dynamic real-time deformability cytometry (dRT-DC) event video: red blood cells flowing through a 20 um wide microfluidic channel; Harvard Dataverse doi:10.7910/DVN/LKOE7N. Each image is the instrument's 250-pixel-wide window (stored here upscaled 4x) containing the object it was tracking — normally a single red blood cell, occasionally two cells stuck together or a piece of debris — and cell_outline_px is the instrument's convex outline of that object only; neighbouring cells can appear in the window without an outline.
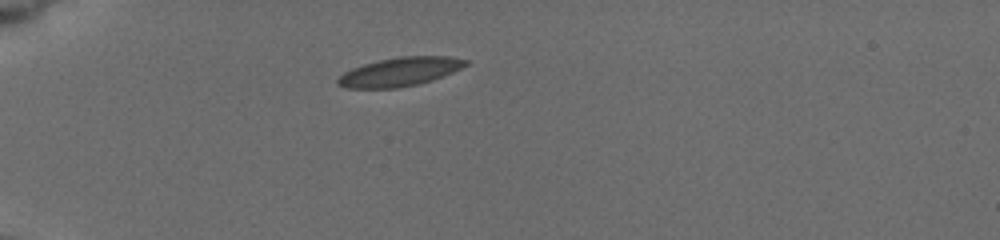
{"species": "common noctule bat (a hibernating species)", "species_latin": "Nyctalus noctula", "temperature_condition": "cold", "stored_images_in_passage": 5, "camera_frame_rate_fps": 3000, "um_per_image_px": 0.085, "animal": {"sex": "female", "body_mass_g": 19.5, "forearm_length_mm": 54.1}, "frame": {"image": 1, "passage_image": 1, "time_ms": 0.0, "image_size_px": [1000, 240], "cell_outline_px": [[468, 64], [452, 72], [432, 80], [416, 84], [396, 88], [348, 88], [336, 84], [336, 80], [344, 72], [352, 68], [364, 64], [380, 60], [400, 56], [448, 56], [468, 60]], "centroid_in_image_um": [33.97, 6.1], "position_along_channel_um": 51.0, "area_um2": 21.21}}
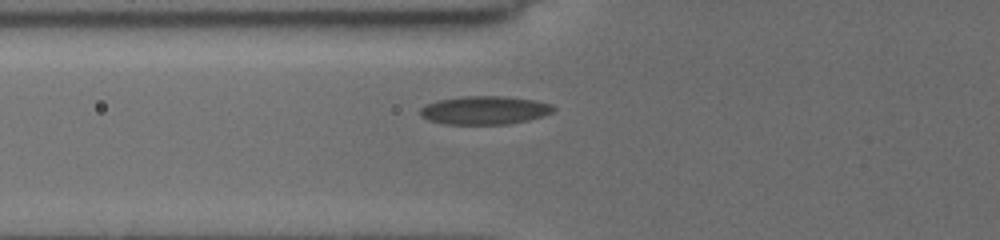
{"frame": {"image": 2, "passage_image": 4, "time_ms": 1.667, "image_size_px": [1000, 240], "cell_outline_px": [[556, 108], [552, 112], [528, 120], [508, 124], [444, 124], [428, 120], [420, 116], [420, 108], [436, 100], [464, 96], [504, 96], [532, 100], [552, 104]], "centroid_in_image_um": [41.16, 9.37], "position_along_channel_um": 84.6, "area_um2": 21.96}}